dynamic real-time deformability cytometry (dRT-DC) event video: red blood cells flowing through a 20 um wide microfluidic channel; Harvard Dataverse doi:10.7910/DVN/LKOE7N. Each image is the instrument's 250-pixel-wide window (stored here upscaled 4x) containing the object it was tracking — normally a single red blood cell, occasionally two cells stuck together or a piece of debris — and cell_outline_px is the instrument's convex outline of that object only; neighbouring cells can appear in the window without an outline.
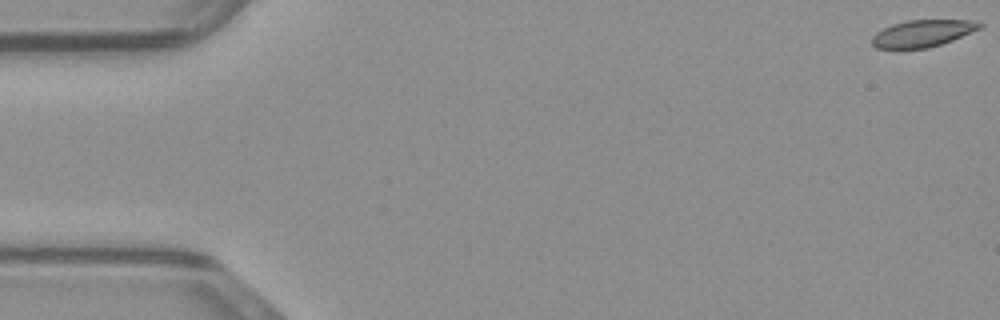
{"species": "common noctule bat (a hibernating species)", "species_latin": "Nyctalus noctula", "temperature_condition": "warm", "stored_images_in_passage": 49, "camera_frame_rate_fps": 3000, "um_per_image_px": 0.085, "animal": {"sex": "male", "body_mass_g": 23.1, "forearm_length_mm": 52.7}, "frame": {"image": 1, "passage_image": 1, "time_ms": 0.0, "image_size_px": [1000, 320], "cell_outline_px": [[984, 24], [980, 28], [952, 40], [928, 48], [896, 52], [876, 48], [872, 44], [872, 36], [876, 32], [892, 24], [908, 20], [972, 20]], "centroid_in_image_um": [78.32, 2.89], "position_along_channel_um": 6.7, "area_um2": 17.46}}
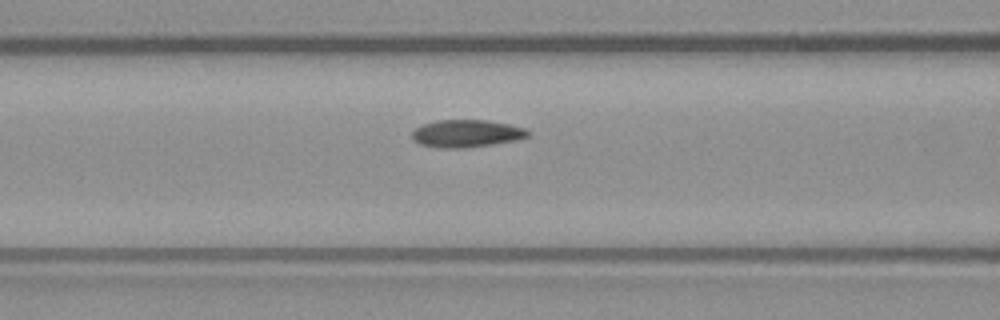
{"frame": {"image": 2, "passage_image": 20, "time_ms": 6.333, "image_size_px": [1000, 320], "cell_outline_px": [[532, 132], [528, 136], [516, 140], [492, 144], [464, 148], [440, 148], [420, 144], [412, 140], [412, 132], [416, 128], [424, 124], [436, 120], [488, 120], [508, 124], [524, 128]], "centroid_in_image_um": [39.65, 11.35], "position_along_channel_um": 127.0, "area_um2": 18.55}}
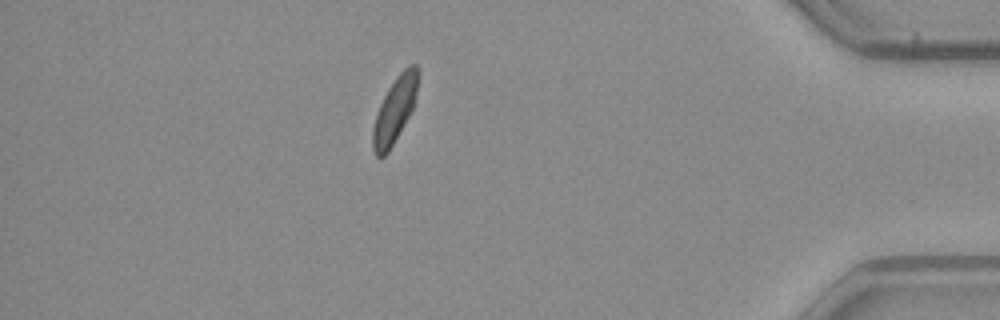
{"frame": {"image": 3, "passage_image": 43, "time_ms": 14.0, "image_size_px": [1000, 320], "cell_outline_px": [[420, 76], [412, 108], [404, 124], [388, 152], [384, 156], [376, 156], [372, 148], [372, 128], [376, 112], [388, 88], [396, 76], [408, 64], [416, 64], [420, 72]], "centroid_in_image_um": [33.55, 9.3], "position_along_channel_um": 401.7, "area_um2": 17.22}}